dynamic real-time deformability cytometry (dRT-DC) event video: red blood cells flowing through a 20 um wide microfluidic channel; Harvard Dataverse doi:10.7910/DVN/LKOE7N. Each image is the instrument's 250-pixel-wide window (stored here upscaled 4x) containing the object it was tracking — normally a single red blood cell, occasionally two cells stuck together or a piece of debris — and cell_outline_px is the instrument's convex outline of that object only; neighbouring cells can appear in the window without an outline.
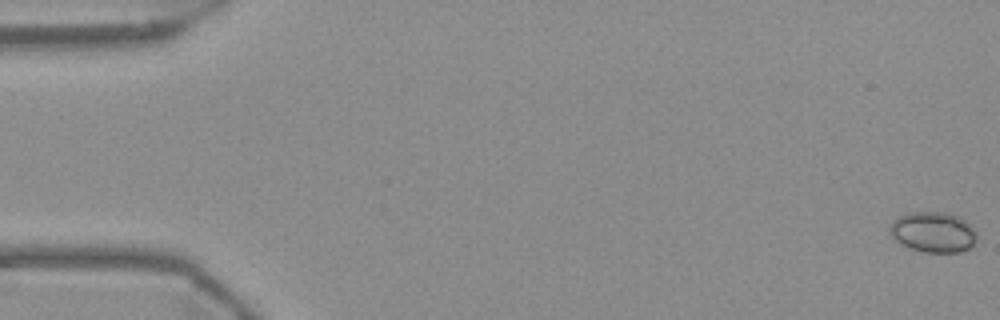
{"species": "Egyptian fruit bat (a non-hibernating species)", "species_latin": "Rousettus aegyptiacus", "temperature_condition": "warm", "stored_images_in_passage": 57, "camera_frame_rate_fps": 3000, "um_per_image_px": 0.085, "frame": {"image": 1, "passage_image": 1, "time_ms": 0.0, "image_size_px": [1000, 320], "cell_outline_px": [[976, 240], [968, 248], [960, 252], [924, 252], [900, 244], [888, 232], [888, 224], [896, 216], [912, 212], [948, 212], [960, 216], [976, 232]], "centroid_in_image_um": [79.26, 19.7], "position_along_channel_um": 5.7, "area_um2": 20.69}}
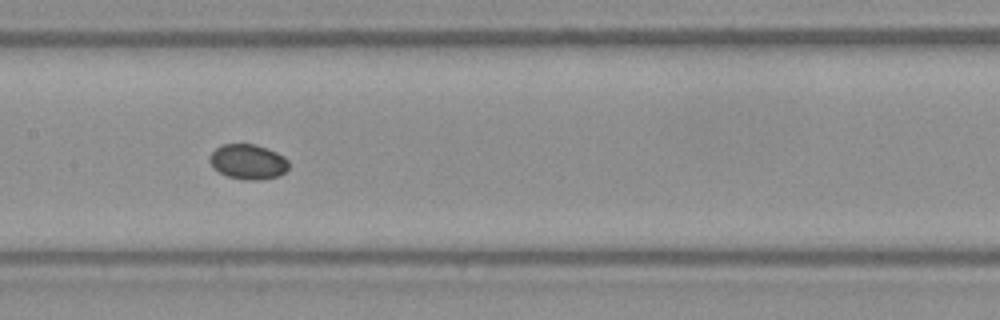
{"frame": {"image": 2, "passage_image": 28, "time_ms": 9.0, "image_size_px": [1000, 320], "cell_outline_px": [[288, 168], [280, 176], [256, 180], [244, 180], [228, 176], [212, 168], [208, 160], [212, 152], [216, 148], [224, 144], [256, 144], [268, 148], [284, 156], [288, 160]], "centroid_in_image_um": [21.08, 13.75], "position_along_channel_um": 186.3, "area_um2": 16.24}}
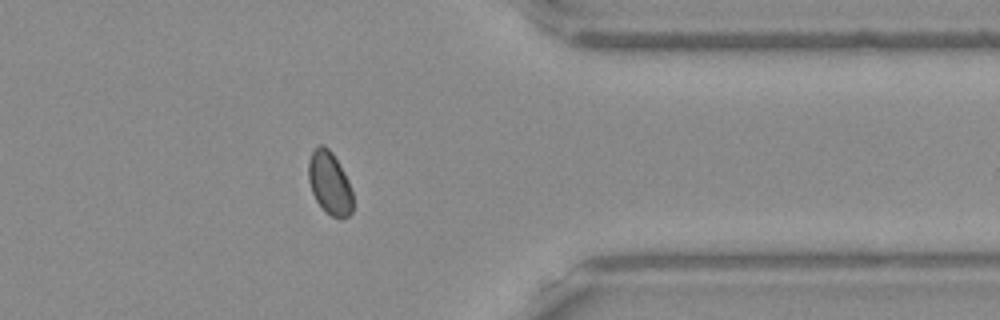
{"frame": {"image": 3, "passage_image": 45, "time_ms": 14.667, "image_size_px": [1000, 320], "cell_outline_px": [[352, 212], [348, 216], [332, 216], [316, 200], [312, 192], [308, 180], [308, 160], [312, 152], [320, 144], [324, 144], [332, 152], [344, 172], [348, 180], [352, 192]], "centroid_in_image_um": [28.0, 15.51], "position_along_channel_um": 383.4, "area_um2": 15.95}}